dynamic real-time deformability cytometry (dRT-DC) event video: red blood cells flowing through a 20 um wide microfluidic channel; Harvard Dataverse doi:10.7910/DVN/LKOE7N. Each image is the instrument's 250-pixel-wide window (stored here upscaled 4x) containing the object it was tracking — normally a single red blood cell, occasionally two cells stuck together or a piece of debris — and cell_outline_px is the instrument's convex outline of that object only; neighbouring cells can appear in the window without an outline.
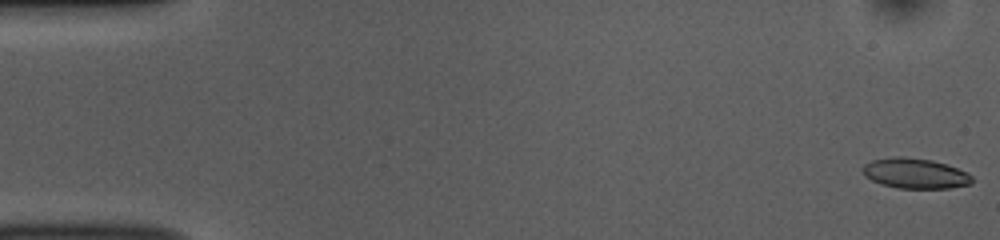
{"species": "common noctule bat (a hibernating species)", "species_latin": "Nyctalus noctula", "temperature_condition": "room temperature", "stored_images_in_passage": 53, "camera_frame_rate_fps": 3000, "um_per_image_px": 0.085, "animal": {"sex": "female", "body_mass_g": 10.0, "forearm_length_mm": 53.1}, "frame": {"image": 1, "passage_image": 1, "time_ms": 0.0, "image_size_px": [1000, 240], "cell_outline_px": [[972, 184], [948, 188], [896, 188], [880, 184], [864, 176], [860, 172], [864, 164], [872, 160], [896, 156], [904, 156], [932, 160], [968, 172], [972, 176]], "centroid_in_image_um": [77.74, 14.74], "position_along_channel_um": 7.3, "area_um2": 19.42}}
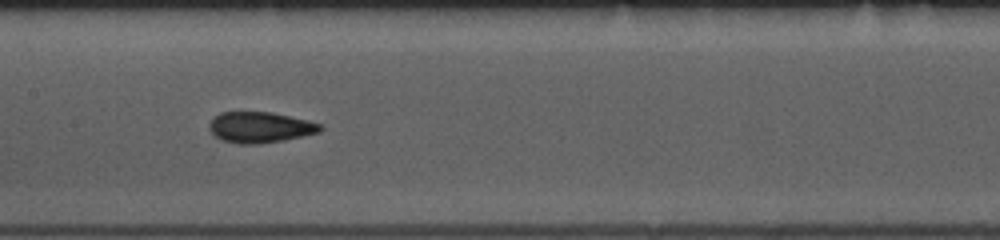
{"frame": {"image": 2, "passage_image": 26, "time_ms": 8.333, "image_size_px": [1000, 240], "cell_outline_px": [[324, 128], [320, 132], [284, 140], [260, 144], [236, 144], [224, 140], [216, 136], [208, 128], [208, 124], [220, 112], [272, 112], [308, 120], [320, 124]], "centroid_in_image_um": [22.12, 10.82], "position_along_channel_um": 185.3, "area_um2": 19.94}}
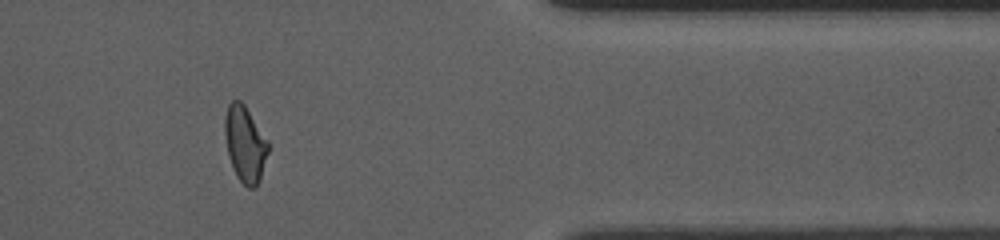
{"frame": {"image": 3, "passage_image": 44, "time_ms": 14.333, "image_size_px": [1000, 240], "cell_outline_px": [[268, 152], [260, 180], [256, 188], [248, 188], [236, 176], [228, 156], [224, 132], [224, 116], [228, 104], [232, 100], [240, 100], [244, 104], [268, 140]], "centroid_in_image_um": [20.81, 12.23], "position_along_channel_um": 390.6, "area_um2": 19.31}, "authors_computed_cell_mechanics": {"area_um2": 19.5364, "velocity_mm_per_s": 3.7963, "shape_relaxation_time_tau1_ms": 5.7899, "shape_relaxation_time_tau2_ms": 2.1879, "deformation_change_tau1": 0.1425, "deformation_change_tau2": 0.0706}}